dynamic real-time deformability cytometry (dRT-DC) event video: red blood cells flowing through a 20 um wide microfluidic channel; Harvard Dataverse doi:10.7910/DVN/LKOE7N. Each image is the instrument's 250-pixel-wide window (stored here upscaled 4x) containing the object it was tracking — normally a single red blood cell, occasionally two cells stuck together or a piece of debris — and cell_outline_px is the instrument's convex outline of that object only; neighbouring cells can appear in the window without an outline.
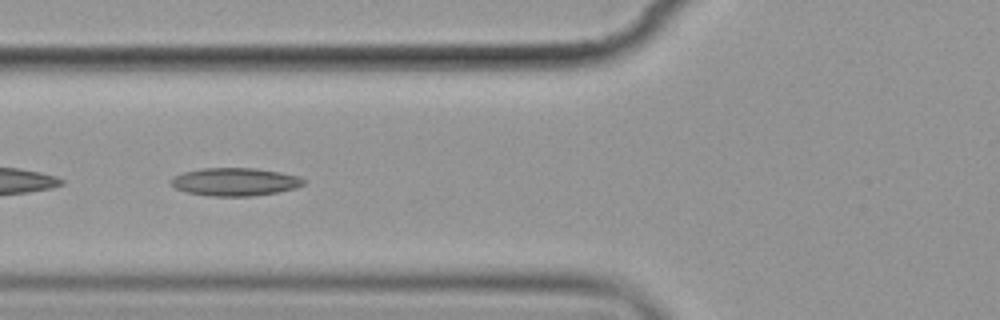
{"species": "common noctule bat (a hibernating species)", "species_latin": "Nyctalus noctula", "temperature_condition": "cold", "stored_images_in_passage": 13, "camera_frame_rate_fps": 3000, "um_per_image_px": 0.085, "animal": {"sex": "female", "body_mass_g": 19.9}, "frame": {"image": 1, "passage_image": 6, "time_ms": 6.667, "image_size_px": [1000, 320], "cell_outline_px": [[308, 180], [304, 184], [296, 188], [280, 192], [252, 196], [208, 196], [184, 192], [176, 188], [168, 180], [172, 176], [184, 172], [204, 168], [256, 168], [280, 172], [300, 176]], "centroid_in_image_um": [19.99, 15.46], "position_along_channel_um": 105.8, "area_um2": 21.96}}
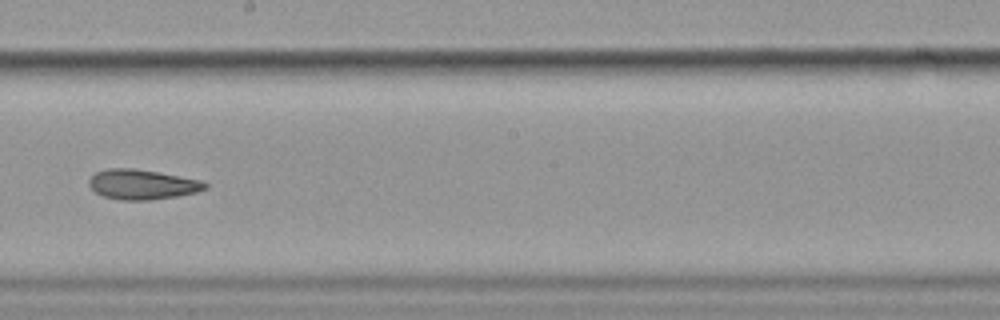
{"frame": {"image": 2, "passage_image": 9, "time_ms": 10.333, "image_size_px": [1000, 320], "cell_outline_px": [[208, 188], [196, 192], [176, 196], [152, 200], [120, 200], [104, 196], [96, 192], [88, 184], [88, 180], [96, 172], [108, 168], [132, 168], [204, 180], [208, 184]], "centroid_in_image_um": [12.11, 15.68], "position_along_channel_um": 236.1, "area_um2": 20.23}}
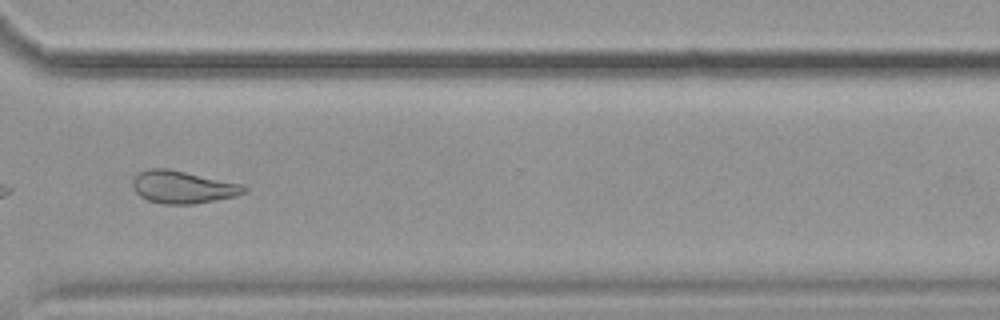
{"frame": {"image": 3, "passage_image": 12, "time_ms": 13.667, "image_size_px": [1000, 320], "cell_outline_px": [[248, 192], [236, 196], [216, 200], [192, 204], [164, 204], [148, 200], [140, 196], [136, 192], [132, 184], [132, 180], [140, 172], [148, 168], [168, 168], [244, 184], [248, 188]], "centroid_in_image_um": [15.58, 15.9], "position_along_channel_um": 355.0, "area_um2": 21.27}, "authors_computed_cell_mechanics": {"area_um2": 21.6172, "velocity_mm_per_s": 3.5638, "shape_relaxation_time_tau1_ms": null, "shape_relaxation_time_tau2_ms": 3.2825, "deformation_change_tau1": null, "deformation_change_tau2": 0.1011}}